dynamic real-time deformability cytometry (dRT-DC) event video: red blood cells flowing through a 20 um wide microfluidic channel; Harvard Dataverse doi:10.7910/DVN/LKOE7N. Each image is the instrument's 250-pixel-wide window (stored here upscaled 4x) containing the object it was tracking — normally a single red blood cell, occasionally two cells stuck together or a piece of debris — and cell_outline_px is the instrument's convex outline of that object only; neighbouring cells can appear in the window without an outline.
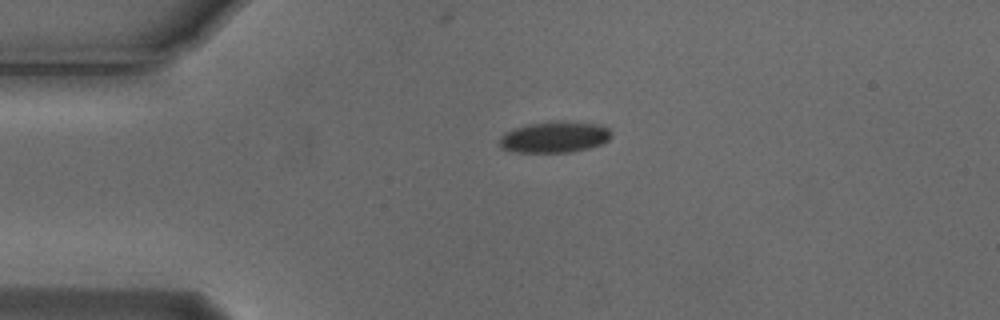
{"species": "Egyptian fruit bat (a non-hibernating species)", "species_latin": "Rousettus aegyptiacus", "temperature_condition": "cold", "stored_images_in_passage": 3, "camera_frame_rate_fps": 3000, "um_per_image_px": 0.085, "animal": {"sex": "male"}, "frame": {"image": 1, "passage_image": 1, "time_ms": 0.0, "image_size_px": [1000, 320], "cell_outline_px": [[612, 136], [608, 140], [600, 144], [588, 148], [568, 152], [516, 152], [500, 148], [500, 136], [504, 132], [512, 128], [528, 124], [556, 120], [564, 120], [596, 124], [608, 128], [612, 132]], "centroid_in_image_um": [47.11, 11.63], "position_along_channel_um": 37.9, "area_um2": 20.52}}
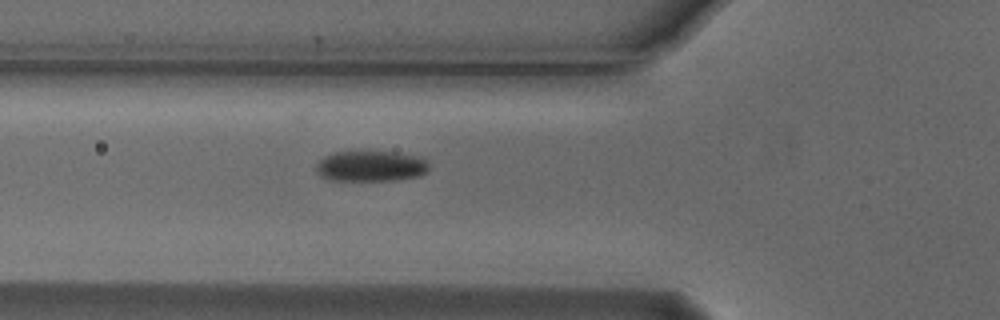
{"frame": {"image": 2, "passage_image": 3, "time_ms": 0.667, "image_size_px": [1000, 320], "cell_outline_px": [[428, 168], [420, 176], [392, 180], [332, 180], [320, 176], [316, 172], [316, 164], [324, 156], [332, 152], [392, 152], [424, 156], [428, 164]], "centroid_in_image_um": [31.52, 14.11], "position_along_channel_um": 94.3, "area_um2": 20.17}}